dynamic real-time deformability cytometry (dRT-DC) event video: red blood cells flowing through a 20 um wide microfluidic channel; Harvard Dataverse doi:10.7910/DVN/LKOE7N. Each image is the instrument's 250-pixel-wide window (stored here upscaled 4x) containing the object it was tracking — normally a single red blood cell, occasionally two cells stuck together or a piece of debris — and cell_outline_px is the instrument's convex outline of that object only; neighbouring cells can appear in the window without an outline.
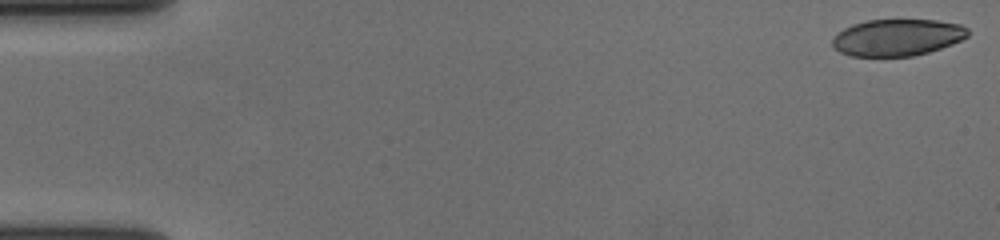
{"species": "human", "species_latin": "Homo sapiens", "temperature_condition": "cold", "stored_images_in_passage": 57, "camera_frame_rate_fps": 3000, "um_per_image_px": 0.085, "donor": {"sex": "female"}, "frame": {"image": 1, "passage_image": 1, "time_ms": 0.0, "image_size_px": [1000, 240], "cell_outline_px": [[968, 36], [952, 44], [928, 52], [912, 56], [852, 56], [840, 52], [832, 48], [832, 36], [844, 28], [852, 24], [868, 20], [936, 20], [960, 24], [968, 28]], "centroid_in_image_um": [76.23, 3.18], "position_along_channel_um": 8.8, "area_um2": 29.07}}
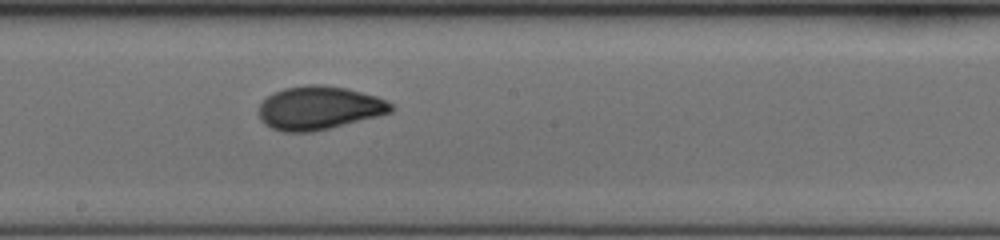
{"frame": {"image": 2, "passage_image": 32, "time_ms": 10.333, "image_size_px": [1000, 240], "cell_outline_px": [[392, 112], [312, 132], [284, 132], [272, 128], [264, 124], [260, 120], [260, 104], [272, 92], [284, 88], [308, 84], [320, 84], [348, 88], [376, 96], [392, 104]], "centroid_in_image_um": [27.08, 9.16], "position_along_channel_um": 221.1, "area_um2": 33.23}}
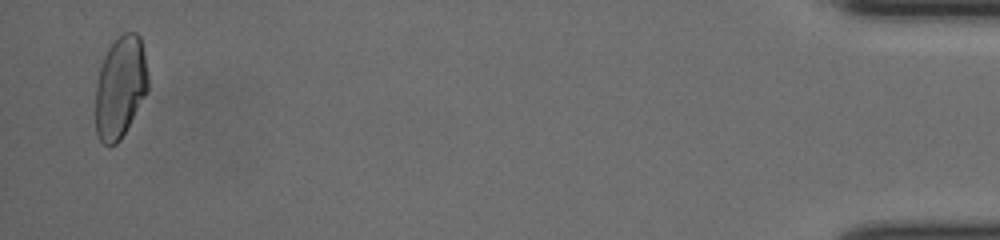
{"frame": {"image": 3, "passage_image": 56, "time_ms": 18.333, "image_size_px": [1000, 240], "cell_outline_px": [[148, 92], [120, 140], [116, 144], [108, 148], [96, 136], [96, 84], [100, 68], [104, 56], [108, 48], [124, 32], [136, 32], [140, 36], [144, 52], [148, 76]], "centroid_in_image_um": [10.23, 7.44], "position_along_channel_um": 425.0, "area_um2": 31.33}, "authors_computed_cell_mechanics": {"area_um2": 31.79, "velocity_mm_per_s": 3.6414, "shape_relaxation_time_tau1_ms": 6.8902, "shape_relaxation_time_tau2_ms": 1.1044, "deformation_change_tau1": 0.1919, "deformation_change_tau2": 0.0515}}